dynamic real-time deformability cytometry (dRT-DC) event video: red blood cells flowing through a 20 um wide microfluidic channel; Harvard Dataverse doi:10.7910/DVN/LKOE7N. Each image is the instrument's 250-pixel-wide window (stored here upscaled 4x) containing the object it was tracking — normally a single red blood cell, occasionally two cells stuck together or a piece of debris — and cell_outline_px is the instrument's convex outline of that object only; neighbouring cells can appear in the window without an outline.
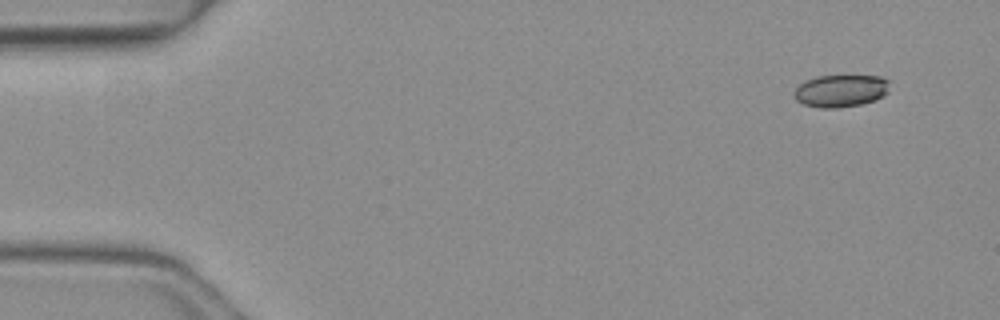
{"species": "common noctule bat (a hibernating species)", "species_latin": "Nyctalus noctula", "temperature_condition": "warm", "stored_images_in_passage": 4, "camera_frame_rate_fps": 3000, "um_per_image_px": 0.085, "animal": {"sex": "female", "body_mass_g": 19.3, "forearm_length_mm": 54.1}, "frame": {"image": 1, "passage_image": 1, "time_ms": 0.0, "image_size_px": [1000, 320], "cell_outline_px": [[888, 92], [884, 96], [876, 100], [860, 104], [836, 108], [820, 108], [804, 104], [796, 100], [792, 96], [792, 92], [800, 84], [816, 76], [880, 76], [888, 80]], "centroid_in_image_um": [71.45, 7.72], "position_along_channel_um": 13.6, "area_um2": 18.03}}
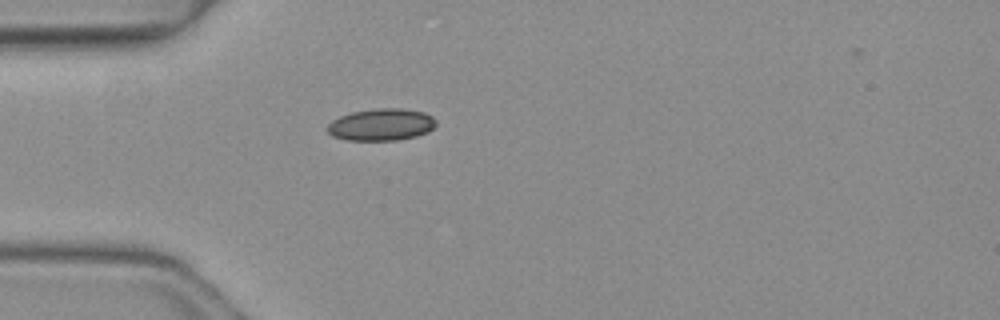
{"frame": {"image": 2, "passage_image": 4, "time_ms": 1.0, "image_size_px": [1000, 320], "cell_outline_px": [[436, 124], [428, 132], [416, 136], [396, 140], [348, 140], [332, 136], [328, 132], [328, 124], [332, 120], [340, 116], [352, 112], [376, 108], [400, 108], [424, 112], [432, 116], [436, 120]], "centroid_in_image_um": [32.41, 10.59], "position_along_channel_um": 52.6, "area_um2": 20.23}}